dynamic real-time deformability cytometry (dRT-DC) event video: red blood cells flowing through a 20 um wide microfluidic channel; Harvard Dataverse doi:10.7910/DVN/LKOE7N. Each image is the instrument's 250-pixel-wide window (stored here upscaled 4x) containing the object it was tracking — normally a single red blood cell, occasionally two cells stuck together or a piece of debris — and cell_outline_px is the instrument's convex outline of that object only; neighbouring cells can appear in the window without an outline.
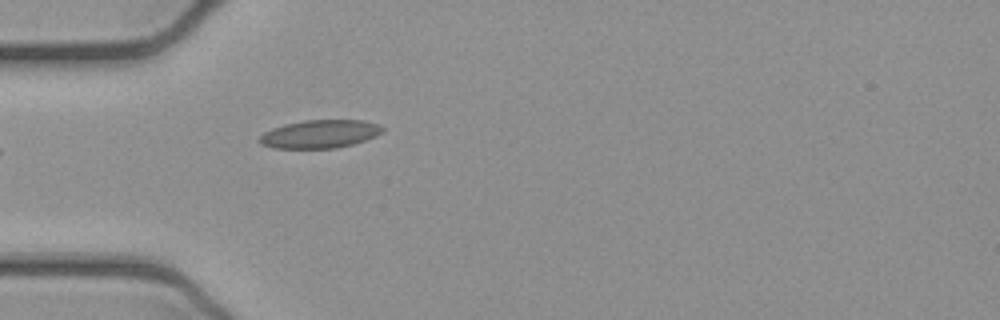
{"species": "common noctule bat (a hibernating species)", "species_latin": "Nyctalus noctula", "temperature_condition": "cold", "stored_images_in_passage": 8, "camera_frame_rate_fps": 3000, "um_per_image_px": 0.085, "animal": {"sex": "female", "body_mass_g": 21.9}, "frame": {"image": 1, "passage_image": 1, "time_ms": 0.0, "image_size_px": [1000, 320], "cell_outline_px": [[384, 132], [376, 136], [352, 144], [336, 148], [272, 148], [260, 144], [256, 140], [264, 132], [272, 128], [284, 124], [304, 120], [364, 120], [380, 124], [384, 128]], "centroid_in_image_um": [27.18, 11.38], "position_along_channel_um": 57.8, "area_um2": 20.4}}